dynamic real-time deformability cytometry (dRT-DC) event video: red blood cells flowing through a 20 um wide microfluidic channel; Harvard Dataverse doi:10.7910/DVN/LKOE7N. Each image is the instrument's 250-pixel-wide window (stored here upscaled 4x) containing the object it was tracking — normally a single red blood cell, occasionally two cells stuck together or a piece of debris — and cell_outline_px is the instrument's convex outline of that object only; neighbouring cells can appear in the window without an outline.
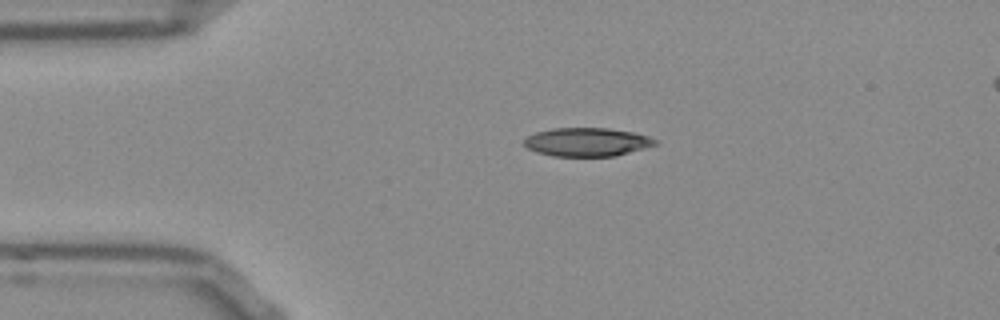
{"species": "Egyptian fruit bat (a non-hibernating species)", "species_latin": "Rousettus aegyptiacus", "temperature_condition": "room temperature", "stored_images_in_passage": 43, "camera_frame_rate_fps": 3000, "um_per_image_px": 0.085, "frame": {"image": 1, "passage_image": 1, "time_ms": 0.0, "image_size_px": [1000, 320], "cell_outline_px": [[660, 144], [616, 156], [552, 156], [536, 152], [528, 148], [524, 144], [524, 140], [528, 136], [536, 132], [556, 128], [608, 128], [632, 132], [648, 136], [656, 140]], "centroid_in_image_um": [49.92, 12.08], "position_along_channel_um": 35.1, "area_um2": 21.79}}
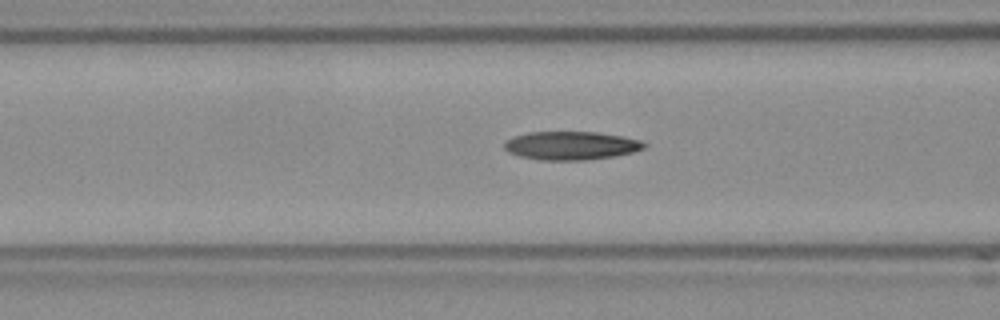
{"frame": {"image": 2, "passage_image": 10, "time_ms": 3.0, "image_size_px": [1000, 320], "cell_outline_px": [[648, 144], [644, 148], [632, 152], [616, 156], [584, 160], [540, 160], [520, 156], [508, 152], [504, 148], [504, 140], [512, 136], [528, 132], [596, 132], [620, 136], [640, 140]], "centroid_in_image_um": [48.5, 12.37], "position_along_channel_um": 118.1, "area_um2": 23.24}}
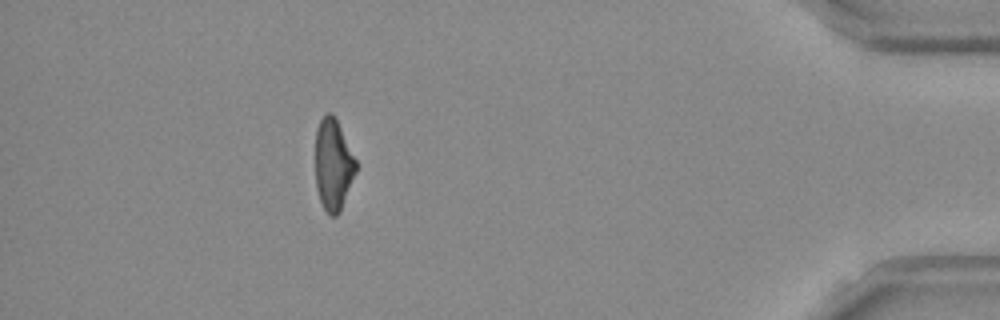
{"frame": {"image": 3, "passage_image": 37, "time_ms": 12.0, "image_size_px": [1000, 320], "cell_outline_px": [[356, 172], [340, 212], [336, 216], [328, 216], [320, 200], [316, 188], [316, 128], [320, 120], [328, 112], [332, 112], [356, 160]], "centroid_in_image_um": [28.31, 14.03], "position_along_channel_um": 406.9, "area_um2": 21.39}, "authors_computed_cell_mechanics": {"area_um2": 22.7154, "velocity_mm_per_s": 3.8399, "shape_relaxation_time_tau1_ms": 5.3525, "shape_relaxation_time_tau2_ms": 6.7962, "deformation_change_tau1": 0.1745, "deformation_change_tau2": 0.1672}}